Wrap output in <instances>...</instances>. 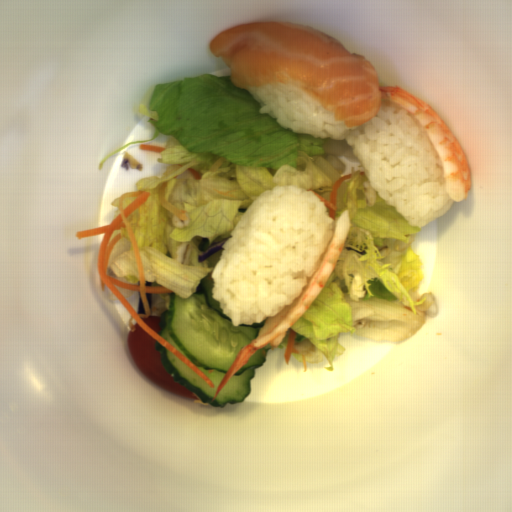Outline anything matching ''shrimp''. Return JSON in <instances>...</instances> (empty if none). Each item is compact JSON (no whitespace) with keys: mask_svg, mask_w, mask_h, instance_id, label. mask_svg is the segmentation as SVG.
<instances>
[{"mask_svg":"<svg viewBox=\"0 0 512 512\" xmlns=\"http://www.w3.org/2000/svg\"><path fill=\"white\" fill-rule=\"evenodd\" d=\"M380 105L408 109L442 168L447 197L461 203L473 188L472 174L461 143L448 124L427 102L401 86H380Z\"/></svg>","mask_w":512,"mask_h":512,"instance_id":"shrimp-1","label":"shrimp"},{"mask_svg":"<svg viewBox=\"0 0 512 512\" xmlns=\"http://www.w3.org/2000/svg\"><path fill=\"white\" fill-rule=\"evenodd\" d=\"M351 224L352 213L350 209L345 210L337 217L328 248L315 274L309 278L301 295L285 310L273 317H267L264 325L259 329V335L241 349L234 362L222 376L214 399L241 367L260 349L268 344L271 348L279 347L287 330L308 311L337 268Z\"/></svg>","mask_w":512,"mask_h":512,"instance_id":"shrimp-2","label":"shrimp"}]
</instances>
